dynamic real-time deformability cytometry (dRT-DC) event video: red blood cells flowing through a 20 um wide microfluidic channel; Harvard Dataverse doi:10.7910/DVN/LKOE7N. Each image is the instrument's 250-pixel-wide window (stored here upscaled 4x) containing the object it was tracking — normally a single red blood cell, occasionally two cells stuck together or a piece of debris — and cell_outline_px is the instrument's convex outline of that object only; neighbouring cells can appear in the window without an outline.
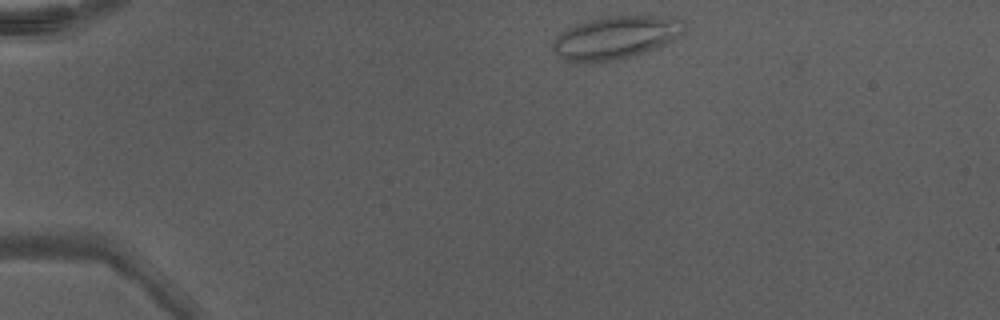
{"species": "Egyptian fruit bat (a non-hibernating species)", "species_latin": "Rousettus aegyptiacus", "temperature_condition": "warm", "stored_images_in_passage": 39, "camera_frame_rate_fps": 3000, "um_per_image_px": 0.085, "animal": {"sex": "male"}, "frame": {"image": 1, "passage_image": 1, "time_ms": 0.0, "image_size_px": [1000, 320], "cell_outline_px": [[684, 32], [676, 40], [644, 52], [632, 56], [612, 60], [564, 60], [552, 48], [552, 44], [556, 36], [568, 28], [576, 24], [588, 20], [604, 16], [676, 16], [684, 20]], "centroid_in_image_um": [52.42, 3.14], "position_along_channel_um": 32.6, "area_um2": 32.48}}
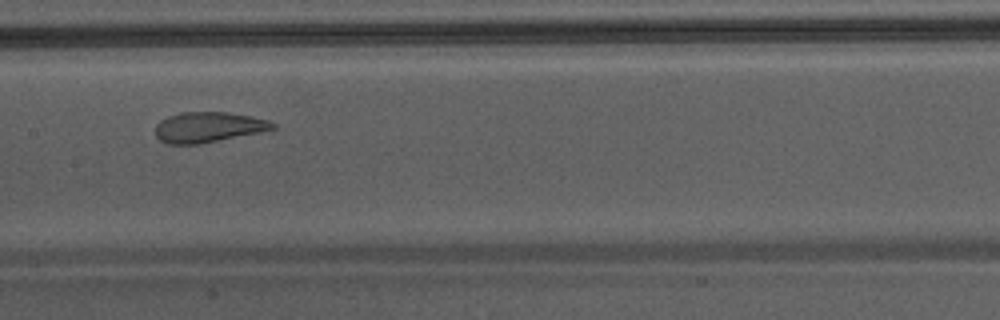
{"frame": {"image": 2, "passage_image": 17, "time_ms": 5.333, "image_size_px": [1000, 320], "cell_outline_px": [[276, 128], [260, 132], [200, 144], [164, 144], [156, 136], [156, 124], [160, 120], [168, 116], [180, 112], [228, 112], [252, 116], [268, 120], [276, 124]], "centroid_in_image_um": [17.69, 10.81], "position_along_channel_um": 189.7, "area_um2": 20.87}}
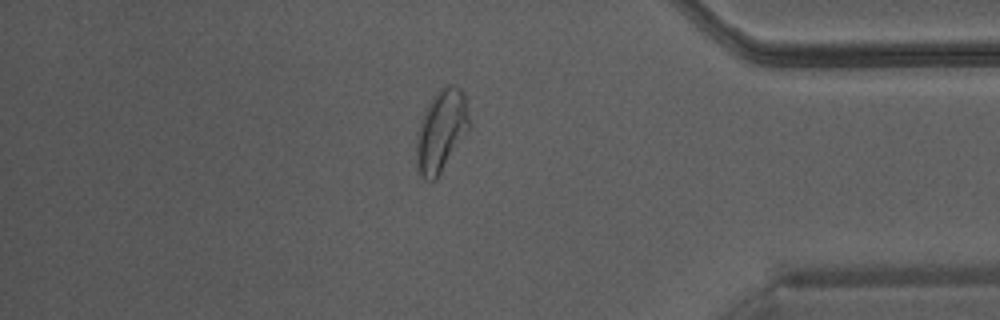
{"frame": {"image": 3, "passage_image": 33, "time_ms": 10.667, "image_size_px": [1000, 320], "cell_outline_px": [[472, 128], [436, 180], [424, 180], [420, 176], [416, 164], [416, 140], [420, 120], [432, 96], [440, 88], [448, 84], [456, 84], [460, 88], [464, 96], [472, 124]], "centroid_in_image_um": [37.53, 11.13], "position_along_channel_um": 397.7, "area_um2": 25.95}, "authors_computed_cell_mechanics": {"area_um2": 23.5246, "velocity_mm_per_s": 4.3247, "shape_relaxation_time_tau1_ms": 4.8364, "shape_relaxation_time_tau2_ms": 0.9581, "deformation_change_tau1": 0.1597, "deformation_change_tau2": 0.0728}}